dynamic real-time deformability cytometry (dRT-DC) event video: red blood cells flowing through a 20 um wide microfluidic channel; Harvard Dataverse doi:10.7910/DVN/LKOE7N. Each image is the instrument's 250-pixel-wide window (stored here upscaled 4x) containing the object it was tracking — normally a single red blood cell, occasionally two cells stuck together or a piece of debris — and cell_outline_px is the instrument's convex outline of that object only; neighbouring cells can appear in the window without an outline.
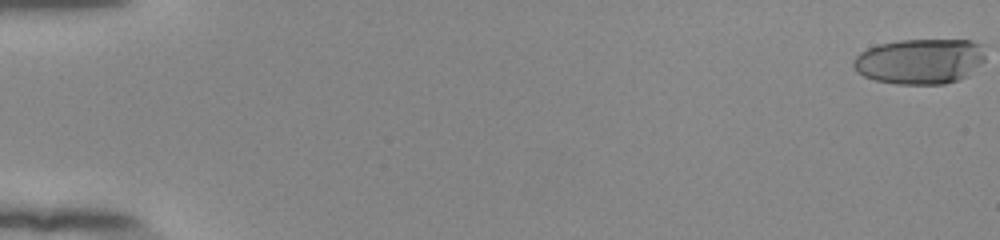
{"species": "human", "species_latin": "Homo sapiens", "temperature_condition": "room temperature", "stored_images_in_passage": 55, "camera_frame_rate_fps": 3000, "um_per_image_px": 0.085, "donor": {"sex": "female"}, "frame": {"image": 1, "passage_image": 1, "time_ms": 0.0, "image_size_px": [1000, 240], "cell_outline_px": [[984, 60], [968, 76], [944, 84], [896, 84], [876, 80], [864, 76], [856, 72], [852, 64], [852, 60], [860, 52], [868, 48], [880, 44], [900, 40], [972, 40], [980, 44], [984, 48]], "centroid_in_image_um": [78.18, 5.21], "position_along_channel_um": 6.8, "area_um2": 34.97}}
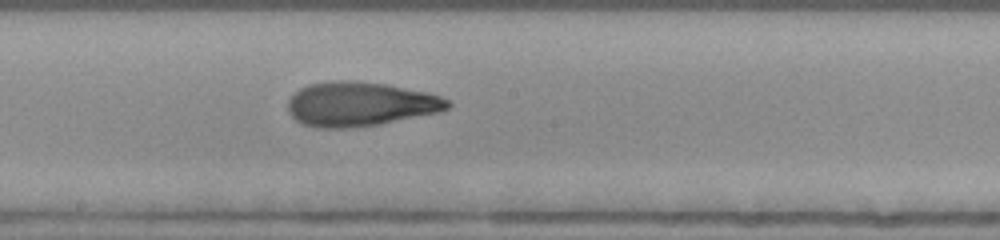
{"frame": {"image": 2, "passage_image": 32, "time_ms": 10.333, "image_size_px": [1000, 240], "cell_outline_px": [[452, 104], [448, 108], [440, 112], [376, 124], [344, 128], [320, 128], [300, 124], [288, 112], [288, 100], [300, 88], [308, 84], [332, 80], [352, 80], [384, 84], [428, 92], [452, 100]], "centroid_in_image_um": [30.6, 8.84], "position_along_channel_um": 217.6, "area_um2": 41.27}}
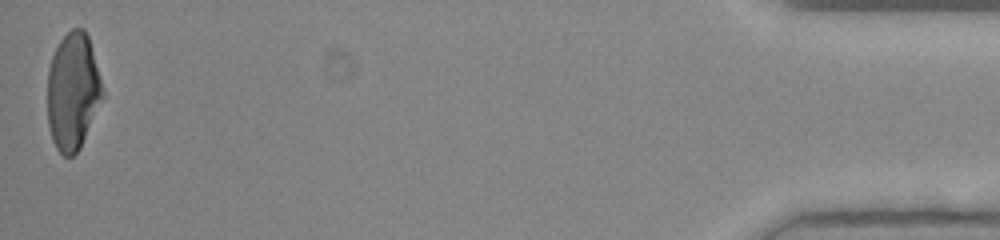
{"frame": {"image": 3, "passage_image": 55, "time_ms": 18.0, "image_size_px": [1000, 240], "cell_outline_px": [[104, 100], [80, 148], [72, 156], [64, 156], [56, 148], [52, 140], [48, 124], [48, 68], [52, 56], [60, 40], [72, 28], [84, 28], [88, 36], [104, 92]], "centroid_in_image_um": [6.21, 7.79], "position_along_channel_um": 429.0, "area_um2": 37.8}, "authors_computed_cell_mechanics": {"area_um2": 38.8416, "velocity_mm_per_s": 3.8788, "shape_relaxation_time_tau1_ms": 4.8982, "shape_relaxation_time_tau2_ms": 1.2248, "deformation_change_tau1": 0.2112, "deformation_change_tau2": 0.0868}}